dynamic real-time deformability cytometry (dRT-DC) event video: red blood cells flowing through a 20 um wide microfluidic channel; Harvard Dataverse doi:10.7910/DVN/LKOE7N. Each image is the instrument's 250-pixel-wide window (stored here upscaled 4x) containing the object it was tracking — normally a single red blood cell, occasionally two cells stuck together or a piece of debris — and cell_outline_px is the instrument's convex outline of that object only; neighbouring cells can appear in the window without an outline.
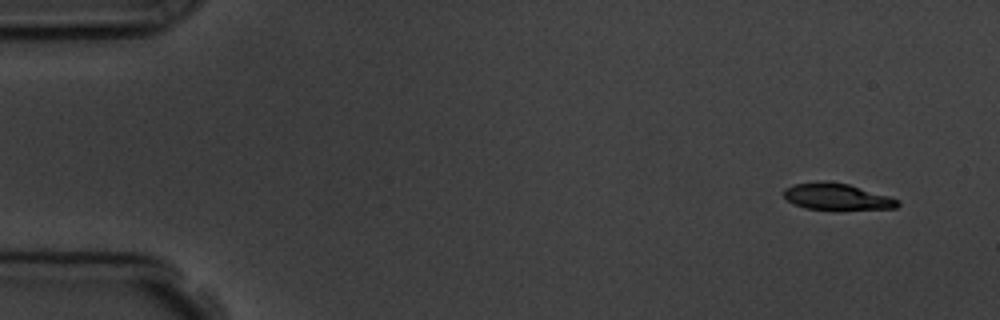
{"species": "common noctule bat (a hibernating species)", "species_latin": "Nyctalus noctula", "temperature_condition": "room temperature", "stored_images_in_passage": 5, "camera_frame_rate_fps": 3000, "um_per_image_px": 0.085, "animal": {"sex": "male", "body_mass_g": 19.5, "forearm_length_mm": 54.6}, "frame": {"image": 1, "passage_image": 1, "time_ms": 0.0, "image_size_px": [1000, 320], "cell_outline_px": [[900, 204], [896, 208], [804, 208], [788, 200], [784, 196], [784, 188], [792, 184], [816, 180], [824, 180], [848, 184], [888, 196], [900, 200]], "centroid_in_image_um": [71.08, 16.67], "position_along_channel_um": 13.9, "area_um2": 17.17}}
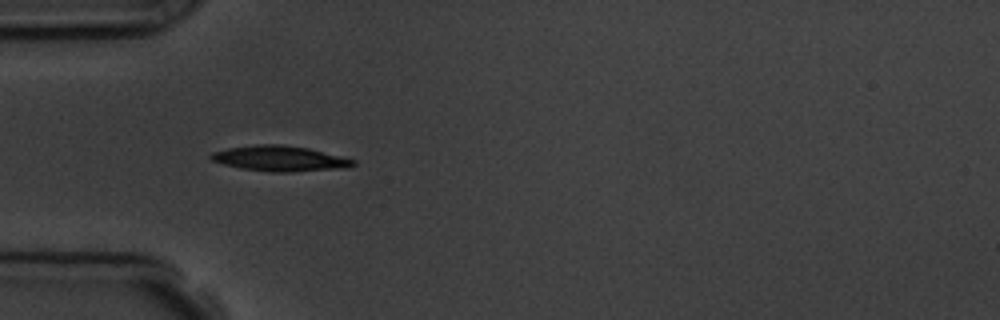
{"frame": {"image": 2, "passage_image": 4, "time_ms": 4.333, "image_size_px": [1000, 320], "cell_outline_px": [[356, 164], [348, 168], [292, 172], [268, 172], [240, 168], [224, 164], [212, 160], [208, 156], [212, 152], [228, 148], [256, 144], [280, 144], [308, 148], [356, 160]], "centroid_in_image_um": [23.8, 13.48], "position_along_channel_um": 61.2, "area_um2": 21.15}}